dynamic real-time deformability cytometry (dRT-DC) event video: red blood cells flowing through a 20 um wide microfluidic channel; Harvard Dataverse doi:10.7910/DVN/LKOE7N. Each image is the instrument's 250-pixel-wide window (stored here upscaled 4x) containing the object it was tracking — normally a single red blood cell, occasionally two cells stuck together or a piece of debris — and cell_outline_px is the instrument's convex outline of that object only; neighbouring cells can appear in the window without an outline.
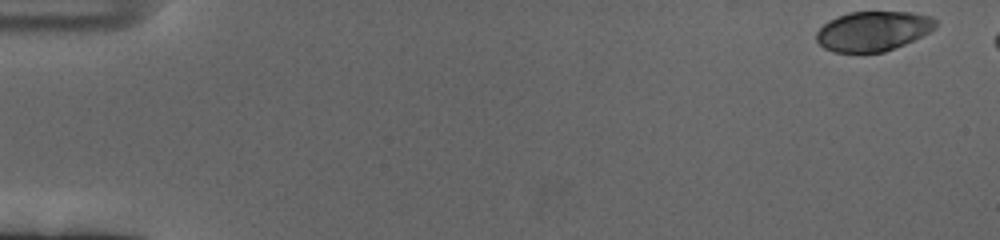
{"species": "human", "species_latin": "Homo sapiens", "temperature_condition": "cold", "stored_images_in_passage": 56, "camera_frame_rate_fps": 3000, "um_per_image_px": 0.085, "donor": {"sex": "female"}, "frame": {"image": 1, "passage_image": 1, "time_ms": 0.0, "image_size_px": [1000, 240], "cell_outline_px": [[936, 24], [928, 32], [904, 44], [884, 52], [836, 52], [824, 48], [816, 40], [816, 32], [828, 20], [836, 16], [848, 12], [912, 12], [932, 16], [936, 20]], "centroid_in_image_um": [74.17, 2.63], "position_along_channel_um": 10.8, "area_um2": 27.46}}
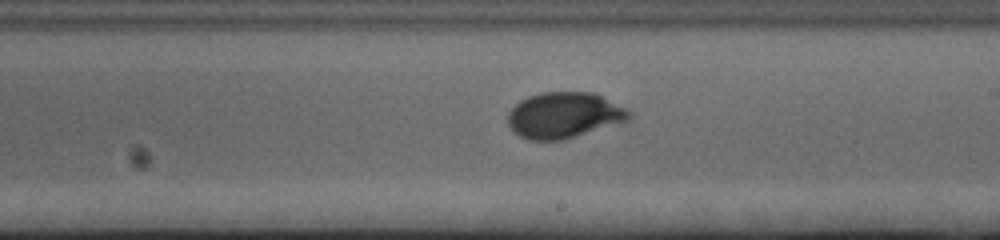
{"frame": {"image": 2, "passage_image": 35, "time_ms": 11.333, "image_size_px": [1000, 240], "cell_outline_px": [[632, 116], [628, 120], [564, 140], [528, 140], [520, 136], [508, 124], [508, 112], [520, 100], [528, 96], [540, 92], [592, 92], [632, 112]], "centroid_in_image_um": [47.92, 9.79], "position_along_channel_um": 241.1, "area_um2": 32.14}}
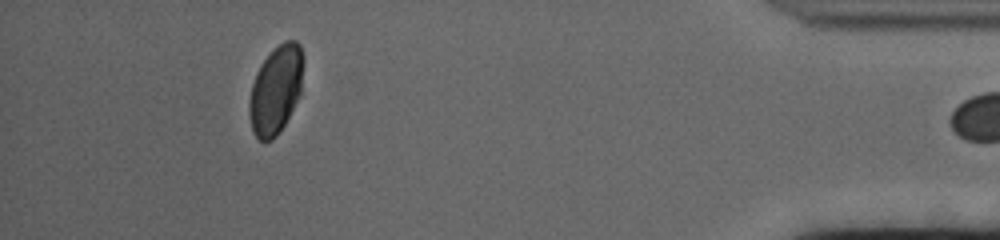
{"frame": {"image": 3, "passage_image": 55, "time_ms": 18.0, "image_size_px": [1000, 240], "cell_outline_px": [[304, 60], [300, 92], [284, 124], [276, 136], [272, 140], [264, 144], [252, 132], [248, 112], [248, 104], [252, 84], [256, 72], [260, 64], [284, 40], [296, 40], [300, 44], [304, 56]], "centroid_in_image_um": [23.43, 7.64], "position_along_channel_um": 411.8, "area_um2": 27.8}}